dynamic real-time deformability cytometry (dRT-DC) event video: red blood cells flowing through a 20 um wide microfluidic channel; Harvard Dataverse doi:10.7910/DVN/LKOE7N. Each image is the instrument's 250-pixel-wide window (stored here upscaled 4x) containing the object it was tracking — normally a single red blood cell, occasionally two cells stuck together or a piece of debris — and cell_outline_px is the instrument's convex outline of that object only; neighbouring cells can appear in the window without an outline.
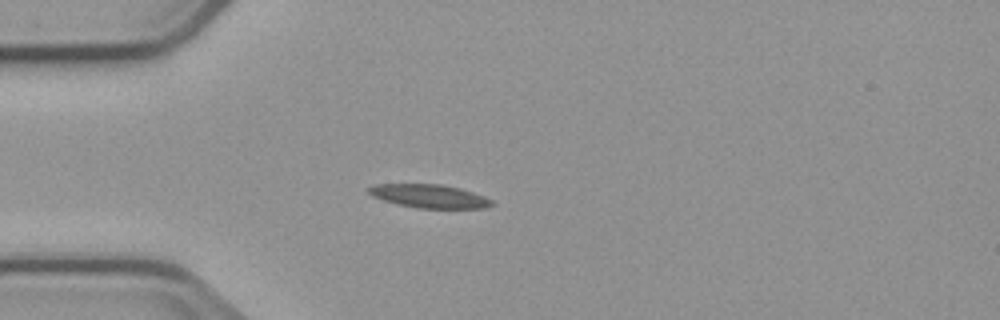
{"species": "common noctule bat (a hibernating species)", "species_latin": "Nyctalus noctula", "temperature_condition": "cold", "stored_images_in_passage": 4, "camera_frame_rate_fps": 3000, "um_per_image_px": 0.085, "animal": {"sex": "male", "body_mass_g": 23.1, "forearm_length_mm": 52.7}, "frame": {"image": 1, "passage_image": 4, "time_ms": 3.333, "image_size_px": [1000, 320], "cell_outline_px": [[496, 204], [484, 208], [416, 208], [396, 204], [372, 196], [368, 192], [368, 188], [376, 184], [440, 184], [460, 188], [484, 196], [492, 200]], "centroid_in_image_um": [36.51, 16.67], "position_along_channel_um": 48.5, "area_um2": 16.82}}